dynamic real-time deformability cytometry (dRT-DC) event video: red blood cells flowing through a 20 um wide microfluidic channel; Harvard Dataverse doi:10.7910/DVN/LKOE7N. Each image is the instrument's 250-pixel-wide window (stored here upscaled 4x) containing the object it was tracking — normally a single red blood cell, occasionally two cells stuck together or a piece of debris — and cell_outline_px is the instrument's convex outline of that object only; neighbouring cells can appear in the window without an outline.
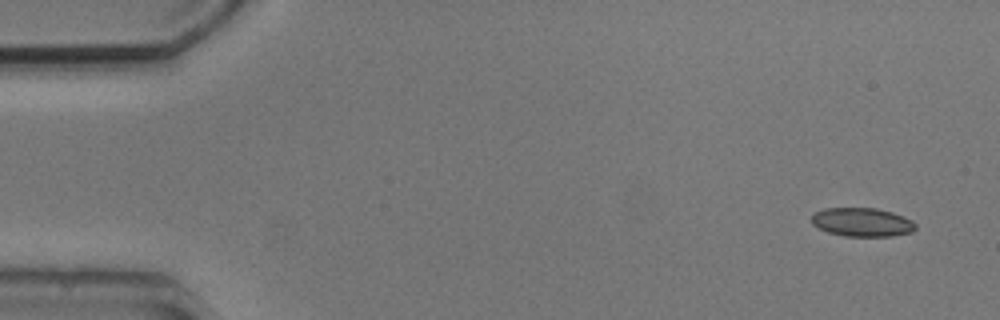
{"species": "common noctule bat (a hibernating species)", "species_latin": "Nyctalus noctula", "temperature_condition": "cold", "stored_images_in_passage": 7, "camera_frame_rate_fps": 3000, "um_per_image_px": 0.085, "animal": {"sex": "male", "body_mass_g": 20.5, "forearm_length_mm": 52.5}, "frame": {"image": 1, "passage_image": 1, "time_ms": 0.0, "image_size_px": [1000, 320], "cell_outline_px": [[916, 228], [912, 232], [892, 236], [844, 236], [828, 232], [812, 224], [812, 216], [816, 212], [824, 208], [876, 208], [892, 212], [904, 216], [912, 220], [916, 224]], "centroid_in_image_um": [73.31, 18.88], "position_along_channel_um": 11.7, "area_um2": 17.4}}
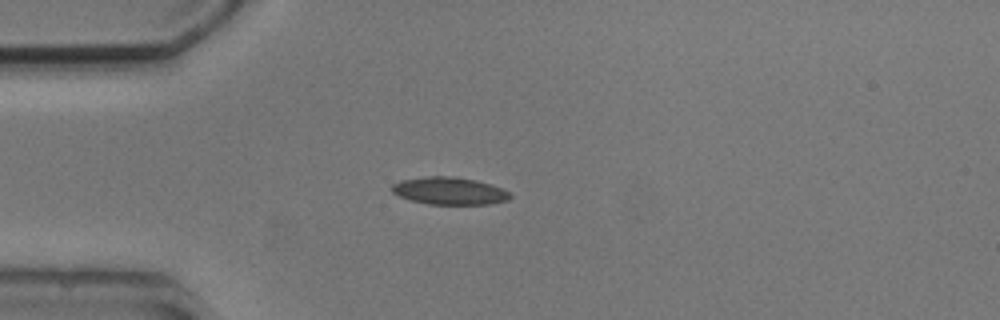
{"frame": {"image": 2, "passage_image": 4, "time_ms": 3.667, "image_size_px": [1000, 320], "cell_outline_px": [[512, 196], [508, 200], [488, 204], [428, 204], [412, 200], [400, 196], [392, 192], [392, 184], [404, 180], [428, 176], [452, 176], [476, 180], [492, 184], [504, 188], [512, 192]], "centroid_in_image_um": [38.28, 16.22], "position_along_channel_um": 46.7, "area_um2": 18.9}}